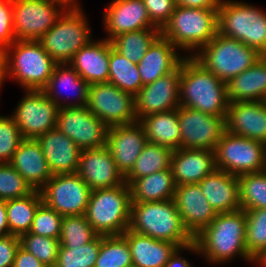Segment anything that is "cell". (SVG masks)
I'll return each instance as SVG.
<instances>
[{
  "instance_id": "41",
  "label": "cell",
  "mask_w": 266,
  "mask_h": 267,
  "mask_svg": "<svg viewBox=\"0 0 266 267\" xmlns=\"http://www.w3.org/2000/svg\"><path fill=\"white\" fill-rule=\"evenodd\" d=\"M102 235L77 247L59 246L55 267H94L99 254Z\"/></svg>"
},
{
  "instance_id": "47",
  "label": "cell",
  "mask_w": 266,
  "mask_h": 267,
  "mask_svg": "<svg viewBox=\"0 0 266 267\" xmlns=\"http://www.w3.org/2000/svg\"><path fill=\"white\" fill-rule=\"evenodd\" d=\"M143 3L151 23L161 31L175 10V0H143Z\"/></svg>"
},
{
  "instance_id": "33",
  "label": "cell",
  "mask_w": 266,
  "mask_h": 267,
  "mask_svg": "<svg viewBox=\"0 0 266 267\" xmlns=\"http://www.w3.org/2000/svg\"><path fill=\"white\" fill-rule=\"evenodd\" d=\"M69 64H57L54 68L53 74L49 79L47 86L43 89L46 96L51 99L60 108L62 107H83L87 106L89 84L79 75V73ZM70 88L75 90L79 101L78 103H66L61 104L57 98H59L60 92L58 87ZM62 92V91H61ZM58 95V96H57ZM57 96V97H56Z\"/></svg>"
},
{
  "instance_id": "39",
  "label": "cell",
  "mask_w": 266,
  "mask_h": 267,
  "mask_svg": "<svg viewBox=\"0 0 266 267\" xmlns=\"http://www.w3.org/2000/svg\"><path fill=\"white\" fill-rule=\"evenodd\" d=\"M132 259L127 239L123 235L103 236L94 267H131Z\"/></svg>"
},
{
  "instance_id": "46",
  "label": "cell",
  "mask_w": 266,
  "mask_h": 267,
  "mask_svg": "<svg viewBox=\"0 0 266 267\" xmlns=\"http://www.w3.org/2000/svg\"><path fill=\"white\" fill-rule=\"evenodd\" d=\"M12 116H0V163H9L22 140Z\"/></svg>"
},
{
  "instance_id": "53",
  "label": "cell",
  "mask_w": 266,
  "mask_h": 267,
  "mask_svg": "<svg viewBox=\"0 0 266 267\" xmlns=\"http://www.w3.org/2000/svg\"><path fill=\"white\" fill-rule=\"evenodd\" d=\"M11 235L8 227L6 200H0V237Z\"/></svg>"
},
{
  "instance_id": "49",
  "label": "cell",
  "mask_w": 266,
  "mask_h": 267,
  "mask_svg": "<svg viewBox=\"0 0 266 267\" xmlns=\"http://www.w3.org/2000/svg\"><path fill=\"white\" fill-rule=\"evenodd\" d=\"M20 246L19 236L0 237V267H12L15 254Z\"/></svg>"
},
{
  "instance_id": "52",
  "label": "cell",
  "mask_w": 266,
  "mask_h": 267,
  "mask_svg": "<svg viewBox=\"0 0 266 267\" xmlns=\"http://www.w3.org/2000/svg\"><path fill=\"white\" fill-rule=\"evenodd\" d=\"M221 0H175L176 5L193 8L218 9Z\"/></svg>"
},
{
  "instance_id": "5",
  "label": "cell",
  "mask_w": 266,
  "mask_h": 267,
  "mask_svg": "<svg viewBox=\"0 0 266 267\" xmlns=\"http://www.w3.org/2000/svg\"><path fill=\"white\" fill-rule=\"evenodd\" d=\"M131 190L125 182L113 188L92 190L85 212L98 235H122L129 229Z\"/></svg>"
},
{
  "instance_id": "1",
  "label": "cell",
  "mask_w": 266,
  "mask_h": 267,
  "mask_svg": "<svg viewBox=\"0 0 266 267\" xmlns=\"http://www.w3.org/2000/svg\"><path fill=\"white\" fill-rule=\"evenodd\" d=\"M179 103L213 116L226 117L229 106L227 84L192 56L181 62Z\"/></svg>"
},
{
  "instance_id": "11",
  "label": "cell",
  "mask_w": 266,
  "mask_h": 267,
  "mask_svg": "<svg viewBox=\"0 0 266 267\" xmlns=\"http://www.w3.org/2000/svg\"><path fill=\"white\" fill-rule=\"evenodd\" d=\"M65 8L68 7L55 0H12L15 40L38 41L57 22Z\"/></svg>"
},
{
  "instance_id": "22",
  "label": "cell",
  "mask_w": 266,
  "mask_h": 267,
  "mask_svg": "<svg viewBox=\"0 0 266 267\" xmlns=\"http://www.w3.org/2000/svg\"><path fill=\"white\" fill-rule=\"evenodd\" d=\"M105 29L111 41L117 35L155 27L149 18L143 0H114L105 12Z\"/></svg>"
},
{
  "instance_id": "51",
  "label": "cell",
  "mask_w": 266,
  "mask_h": 267,
  "mask_svg": "<svg viewBox=\"0 0 266 267\" xmlns=\"http://www.w3.org/2000/svg\"><path fill=\"white\" fill-rule=\"evenodd\" d=\"M182 249L194 251L195 253H199L197 245L193 242L190 245L185 247L178 248L175 253L170 257L169 261L166 263L164 267H191V264L185 259L180 257V251Z\"/></svg>"
},
{
  "instance_id": "30",
  "label": "cell",
  "mask_w": 266,
  "mask_h": 267,
  "mask_svg": "<svg viewBox=\"0 0 266 267\" xmlns=\"http://www.w3.org/2000/svg\"><path fill=\"white\" fill-rule=\"evenodd\" d=\"M226 84L229 103L266 101V55Z\"/></svg>"
},
{
  "instance_id": "14",
  "label": "cell",
  "mask_w": 266,
  "mask_h": 267,
  "mask_svg": "<svg viewBox=\"0 0 266 267\" xmlns=\"http://www.w3.org/2000/svg\"><path fill=\"white\" fill-rule=\"evenodd\" d=\"M12 118L22 138L37 139L56 128L59 106L43 90H27Z\"/></svg>"
},
{
  "instance_id": "56",
  "label": "cell",
  "mask_w": 266,
  "mask_h": 267,
  "mask_svg": "<svg viewBox=\"0 0 266 267\" xmlns=\"http://www.w3.org/2000/svg\"><path fill=\"white\" fill-rule=\"evenodd\" d=\"M257 263H259L262 267H266V253Z\"/></svg>"
},
{
  "instance_id": "34",
  "label": "cell",
  "mask_w": 266,
  "mask_h": 267,
  "mask_svg": "<svg viewBox=\"0 0 266 267\" xmlns=\"http://www.w3.org/2000/svg\"><path fill=\"white\" fill-rule=\"evenodd\" d=\"M42 203V196L39 190H34L24 197L6 200L10 234L20 236L29 232L36 211Z\"/></svg>"
},
{
  "instance_id": "17",
  "label": "cell",
  "mask_w": 266,
  "mask_h": 267,
  "mask_svg": "<svg viewBox=\"0 0 266 267\" xmlns=\"http://www.w3.org/2000/svg\"><path fill=\"white\" fill-rule=\"evenodd\" d=\"M181 64L173 72L143 86L134 96L137 121L152 113L177 109L179 103Z\"/></svg>"
},
{
  "instance_id": "7",
  "label": "cell",
  "mask_w": 266,
  "mask_h": 267,
  "mask_svg": "<svg viewBox=\"0 0 266 267\" xmlns=\"http://www.w3.org/2000/svg\"><path fill=\"white\" fill-rule=\"evenodd\" d=\"M2 53L6 57L8 76L26 90H43L57 65L39 41L15 40Z\"/></svg>"
},
{
  "instance_id": "23",
  "label": "cell",
  "mask_w": 266,
  "mask_h": 267,
  "mask_svg": "<svg viewBox=\"0 0 266 267\" xmlns=\"http://www.w3.org/2000/svg\"><path fill=\"white\" fill-rule=\"evenodd\" d=\"M52 175L76 173L81 149L57 128L36 139Z\"/></svg>"
},
{
  "instance_id": "19",
  "label": "cell",
  "mask_w": 266,
  "mask_h": 267,
  "mask_svg": "<svg viewBox=\"0 0 266 267\" xmlns=\"http://www.w3.org/2000/svg\"><path fill=\"white\" fill-rule=\"evenodd\" d=\"M76 173L91 190L113 188L125 183V177L117 169L106 146L82 150Z\"/></svg>"
},
{
  "instance_id": "27",
  "label": "cell",
  "mask_w": 266,
  "mask_h": 267,
  "mask_svg": "<svg viewBox=\"0 0 266 267\" xmlns=\"http://www.w3.org/2000/svg\"><path fill=\"white\" fill-rule=\"evenodd\" d=\"M198 184L216 213L233 212L241 209L237 176L215 169Z\"/></svg>"
},
{
  "instance_id": "24",
  "label": "cell",
  "mask_w": 266,
  "mask_h": 267,
  "mask_svg": "<svg viewBox=\"0 0 266 267\" xmlns=\"http://www.w3.org/2000/svg\"><path fill=\"white\" fill-rule=\"evenodd\" d=\"M171 170L176 186L198 184L216 169L213 150L179 148L172 152Z\"/></svg>"
},
{
  "instance_id": "55",
  "label": "cell",
  "mask_w": 266,
  "mask_h": 267,
  "mask_svg": "<svg viewBox=\"0 0 266 267\" xmlns=\"http://www.w3.org/2000/svg\"><path fill=\"white\" fill-rule=\"evenodd\" d=\"M55 1L63 3L68 8L79 7V4L75 2L76 0H55Z\"/></svg>"
},
{
  "instance_id": "45",
  "label": "cell",
  "mask_w": 266,
  "mask_h": 267,
  "mask_svg": "<svg viewBox=\"0 0 266 267\" xmlns=\"http://www.w3.org/2000/svg\"><path fill=\"white\" fill-rule=\"evenodd\" d=\"M63 216L42 203L35 214L29 233L60 239Z\"/></svg>"
},
{
  "instance_id": "21",
  "label": "cell",
  "mask_w": 266,
  "mask_h": 267,
  "mask_svg": "<svg viewBox=\"0 0 266 267\" xmlns=\"http://www.w3.org/2000/svg\"><path fill=\"white\" fill-rule=\"evenodd\" d=\"M226 131L266 144V101L229 103Z\"/></svg>"
},
{
  "instance_id": "6",
  "label": "cell",
  "mask_w": 266,
  "mask_h": 267,
  "mask_svg": "<svg viewBox=\"0 0 266 267\" xmlns=\"http://www.w3.org/2000/svg\"><path fill=\"white\" fill-rule=\"evenodd\" d=\"M218 33L266 55V13L248 3L221 0Z\"/></svg>"
},
{
  "instance_id": "8",
  "label": "cell",
  "mask_w": 266,
  "mask_h": 267,
  "mask_svg": "<svg viewBox=\"0 0 266 267\" xmlns=\"http://www.w3.org/2000/svg\"><path fill=\"white\" fill-rule=\"evenodd\" d=\"M198 51L191 56L225 83L251 67L261 57L254 48L219 33Z\"/></svg>"
},
{
  "instance_id": "29",
  "label": "cell",
  "mask_w": 266,
  "mask_h": 267,
  "mask_svg": "<svg viewBox=\"0 0 266 267\" xmlns=\"http://www.w3.org/2000/svg\"><path fill=\"white\" fill-rule=\"evenodd\" d=\"M89 84L108 82L109 40L90 41L75 53L69 63Z\"/></svg>"
},
{
  "instance_id": "4",
  "label": "cell",
  "mask_w": 266,
  "mask_h": 267,
  "mask_svg": "<svg viewBox=\"0 0 266 267\" xmlns=\"http://www.w3.org/2000/svg\"><path fill=\"white\" fill-rule=\"evenodd\" d=\"M218 9L176 5L161 35L175 47L187 51L201 49L218 33Z\"/></svg>"
},
{
  "instance_id": "50",
  "label": "cell",
  "mask_w": 266,
  "mask_h": 267,
  "mask_svg": "<svg viewBox=\"0 0 266 267\" xmlns=\"http://www.w3.org/2000/svg\"><path fill=\"white\" fill-rule=\"evenodd\" d=\"M45 265L39 261L33 254L28 252L21 246L18 247L12 267H44Z\"/></svg>"
},
{
  "instance_id": "20",
  "label": "cell",
  "mask_w": 266,
  "mask_h": 267,
  "mask_svg": "<svg viewBox=\"0 0 266 267\" xmlns=\"http://www.w3.org/2000/svg\"><path fill=\"white\" fill-rule=\"evenodd\" d=\"M173 201L186 230L193 238L206 228L217 215L202 193L199 184L176 186Z\"/></svg>"
},
{
  "instance_id": "32",
  "label": "cell",
  "mask_w": 266,
  "mask_h": 267,
  "mask_svg": "<svg viewBox=\"0 0 266 267\" xmlns=\"http://www.w3.org/2000/svg\"><path fill=\"white\" fill-rule=\"evenodd\" d=\"M129 186L131 190V202L172 200L176 188L171 167L135 179Z\"/></svg>"
},
{
  "instance_id": "54",
  "label": "cell",
  "mask_w": 266,
  "mask_h": 267,
  "mask_svg": "<svg viewBox=\"0 0 266 267\" xmlns=\"http://www.w3.org/2000/svg\"><path fill=\"white\" fill-rule=\"evenodd\" d=\"M6 76H8L7 61L5 55L0 52V86L5 80Z\"/></svg>"
},
{
  "instance_id": "43",
  "label": "cell",
  "mask_w": 266,
  "mask_h": 267,
  "mask_svg": "<svg viewBox=\"0 0 266 267\" xmlns=\"http://www.w3.org/2000/svg\"><path fill=\"white\" fill-rule=\"evenodd\" d=\"M20 246L33 254L45 266L55 267L59 250V239L44 237L33 233L19 236Z\"/></svg>"
},
{
  "instance_id": "18",
  "label": "cell",
  "mask_w": 266,
  "mask_h": 267,
  "mask_svg": "<svg viewBox=\"0 0 266 267\" xmlns=\"http://www.w3.org/2000/svg\"><path fill=\"white\" fill-rule=\"evenodd\" d=\"M147 142L145 130L139 121L108 128L106 147L124 177L133 168Z\"/></svg>"
},
{
  "instance_id": "13",
  "label": "cell",
  "mask_w": 266,
  "mask_h": 267,
  "mask_svg": "<svg viewBox=\"0 0 266 267\" xmlns=\"http://www.w3.org/2000/svg\"><path fill=\"white\" fill-rule=\"evenodd\" d=\"M87 108L108 127L137 121L134 96L110 82L89 86Z\"/></svg>"
},
{
  "instance_id": "37",
  "label": "cell",
  "mask_w": 266,
  "mask_h": 267,
  "mask_svg": "<svg viewBox=\"0 0 266 267\" xmlns=\"http://www.w3.org/2000/svg\"><path fill=\"white\" fill-rule=\"evenodd\" d=\"M160 34L158 28H147L117 35L110 42L116 51L137 64Z\"/></svg>"
},
{
  "instance_id": "31",
  "label": "cell",
  "mask_w": 266,
  "mask_h": 267,
  "mask_svg": "<svg viewBox=\"0 0 266 267\" xmlns=\"http://www.w3.org/2000/svg\"><path fill=\"white\" fill-rule=\"evenodd\" d=\"M139 122L143 125L149 143L168 147L172 151L180 148L181 130L178 108L149 114L142 117Z\"/></svg>"
},
{
  "instance_id": "12",
  "label": "cell",
  "mask_w": 266,
  "mask_h": 267,
  "mask_svg": "<svg viewBox=\"0 0 266 267\" xmlns=\"http://www.w3.org/2000/svg\"><path fill=\"white\" fill-rule=\"evenodd\" d=\"M42 202L61 216L85 214L91 194L90 187L77 174H58L39 190Z\"/></svg>"
},
{
  "instance_id": "40",
  "label": "cell",
  "mask_w": 266,
  "mask_h": 267,
  "mask_svg": "<svg viewBox=\"0 0 266 267\" xmlns=\"http://www.w3.org/2000/svg\"><path fill=\"white\" fill-rule=\"evenodd\" d=\"M238 180L241 209L266 208V170L240 175Z\"/></svg>"
},
{
  "instance_id": "9",
  "label": "cell",
  "mask_w": 266,
  "mask_h": 267,
  "mask_svg": "<svg viewBox=\"0 0 266 267\" xmlns=\"http://www.w3.org/2000/svg\"><path fill=\"white\" fill-rule=\"evenodd\" d=\"M67 9L38 40L57 64H69L75 53L91 41V31L81 8Z\"/></svg>"
},
{
  "instance_id": "35",
  "label": "cell",
  "mask_w": 266,
  "mask_h": 267,
  "mask_svg": "<svg viewBox=\"0 0 266 267\" xmlns=\"http://www.w3.org/2000/svg\"><path fill=\"white\" fill-rule=\"evenodd\" d=\"M108 82L133 96L143 87L137 64L116 51L110 41Z\"/></svg>"
},
{
  "instance_id": "44",
  "label": "cell",
  "mask_w": 266,
  "mask_h": 267,
  "mask_svg": "<svg viewBox=\"0 0 266 267\" xmlns=\"http://www.w3.org/2000/svg\"><path fill=\"white\" fill-rule=\"evenodd\" d=\"M33 191L31 185L9 163H0V200L24 197Z\"/></svg>"
},
{
  "instance_id": "26",
  "label": "cell",
  "mask_w": 266,
  "mask_h": 267,
  "mask_svg": "<svg viewBox=\"0 0 266 267\" xmlns=\"http://www.w3.org/2000/svg\"><path fill=\"white\" fill-rule=\"evenodd\" d=\"M175 47L161 34L149 46L140 62L137 63L143 86L176 70L183 57Z\"/></svg>"
},
{
  "instance_id": "16",
  "label": "cell",
  "mask_w": 266,
  "mask_h": 267,
  "mask_svg": "<svg viewBox=\"0 0 266 267\" xmlns=\"http://www.w3.org/2000/svg\"><path fill=\"white\" fill-rule=\"evenodd\" d=\"M181 130L180 148L213 150L226 131L225 117L213 116L198 110L178 107Z\"/></svg>"
},
{
  "instance_id": "48",
  "label": "cell",
  "mask_w": 266,
  "mask_h": 267,
  "mask_svg": "<svg viewBox=\"0 0 266 267\" xmlns=\"http://www.w3.org/2000/svg\"><path fill=\"white\" fill-rule=\"evenodd\" d=\"M12 21V0H0V52L15 41Z\"/></svg>"
},
{
  "instance_id": "3",
  "label": "cell",
  "mask_w": 266,
  "mask_h": 267,
  "mask_svg": "<svg viewBox=\"0 0 266 267\" xmlns=\"http://www.w3.org/2000/svg\"><path fill=\"white\" fill-rule=\"evenodd\" d=\"M129 229L185 247L194 242L172 200L131 202Z\"/></svg>"
},
{
  "instance_id": "10",
  "label": "cell",
  "mask_w": 266,
  "mask_h": 267,
  "mask_svg": "<svg viewBox=\"0 0 266 267\" xmlns=\"http://www.w3.org/2000/svg\"><path fill=\"white\" fill-rule=\"evenodd\" d=\"M216 169L240 176L266 170V144L225 131L214 149Z\"/></svg>"
},
{
  "instance_id": "38",
  "label": "cell",
  "mask_w": 266,
  "mask_h": 267,
  "mask_svg": "<svg viewBox=\"0 0 266 267\" xmlns=\"http://www.w3.org/2000/svg\"><path fill=\"white\" fill-rule=\"evenodd\" d=\"M245 246L258 262L266 253V208L246 210Z\"/></svg>"
},
{
  "instance_id": "36",
  "label": "cell",
  "mask_w": 266,
  "mask_h": 267,
  "mask_svg": "<svg viewBox=\"0 0 266 267\" xmlns=\"http://www.w3.org/2000/svg\"><path fill=\"white\" fill-rule=\"evenodd\" d=\"M172 152L168 147L147 142L125 182L130 185L135 179L169 169Z\"/></svg>"
},
{
  "instance_id": "2",
  "label": "cell",
  "mask_w": 266,
  "mask_h": 267,
  "mask_svg": "<svg viewBox=\"0 0 266 267\" xmlns=\"http://www.w3.org/2000/svg\"><path fill=\"white\" fill-rule=\"evenodd\" d=\"M246 215L243 209L217 213L211 223L194 237L199 253L207 261L221 263L240 255L256 262L245 246Z\"/></svg>"
},
{
  "instance_id": "15",
  "label": "cell",
  "mask_w": 266,
  "mask_h": 267,
  "mask_svg": "<svg viewBox=\"0 0 266 267\" xmlns=\"http://www.w3.org/2000/svg\"><path fill=\"white\" fill-rule=\"evenodd\" d=\"M56 128L81 150L106 146L108 126L87 106L59 108Z\"/></svg>"
},
{
  "instance_id": "42",
  "label": "cell",
  "mask_w": 266,
  "mask_h": 267,
  "mask_svg": "<svg viewBox=\"0 0 266 267\" xmlns=\"http://www.w3.org/2000/svg\"><path fill=\"white\" fill-rule=\"evenodd\" d=\"M98 234L87 221L85 214L63 216L59 243L64 247L82 246Z\"/></svg>"
},
{
  "instance_id": "28",
  "label": "cell",
  "mask_w": 266,
  "mask_h": 267,
  "mask_svg": "<svg viewBox=\"0 0 266 267\" xmlns=\"http://www.w3.org/2000/svg\"><path fill=\"white\" fill-rule=\"evenodd\" d=\"M129 244L133 267H164L180 248L168 241L156 240L127 229L122 234Z\"/></svg>"
},
{
  "instance_id": "25",
  "label": "cell",
  "mask_w": 266,
  "mask_h": 267,
  "mask_svg": "<svg viewBox=\"0 0 266 267\" xmlns=\"http://www.w3.org/2000/svg\"><path fill=\"white\" fill-rule=\"evenodd\" d=\"M9 164L34 190H40L53 176L36 139L23 138Z\"/></svg>"
}]
</instances>
